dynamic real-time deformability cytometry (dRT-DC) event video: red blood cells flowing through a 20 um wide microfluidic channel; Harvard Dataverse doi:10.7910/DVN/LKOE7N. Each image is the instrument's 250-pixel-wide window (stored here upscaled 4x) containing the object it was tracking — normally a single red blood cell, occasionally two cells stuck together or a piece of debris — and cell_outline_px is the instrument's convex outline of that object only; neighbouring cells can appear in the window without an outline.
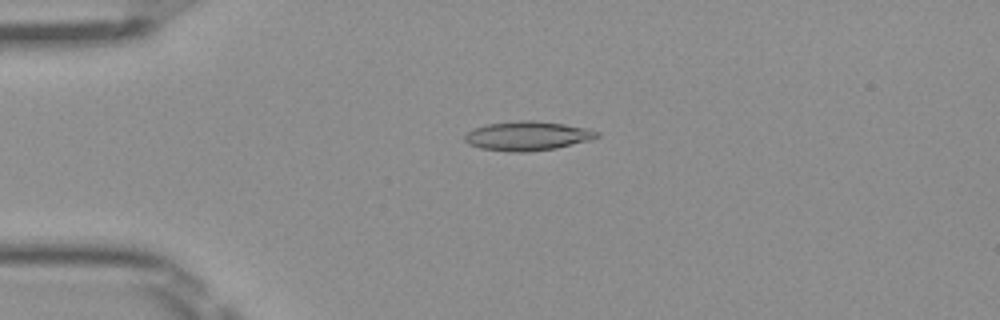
{"species": "Egyptian fruit bat (a non-hibernating species)", "species_latin": "Rousettus aegyptiacus", "temperature_condition": "room temperature", "stored_images_in_passage": 50, "camera_frame_rate_fps": 3000, "um_per_image_px": 0.085, "frame": {"image": 1, "passage_image": 12, "time_ms": 3.667, "image_size_px": [1000, 320], "cell_outline_px": [[600, 136], [592, 140], [556, 148], [528, 152], [512, 152], [480, 148], [468, 144], [464, 140], [464, 136], [468, 132], [476, 128], [488, 124], [516, 120], [536, 120], [564, 124], [584, 128], [600, 132]], "centroid_in_image_um": [44.85, 11.55], "position_along_channel_um": 40.1, "area_um2": 22.54}}
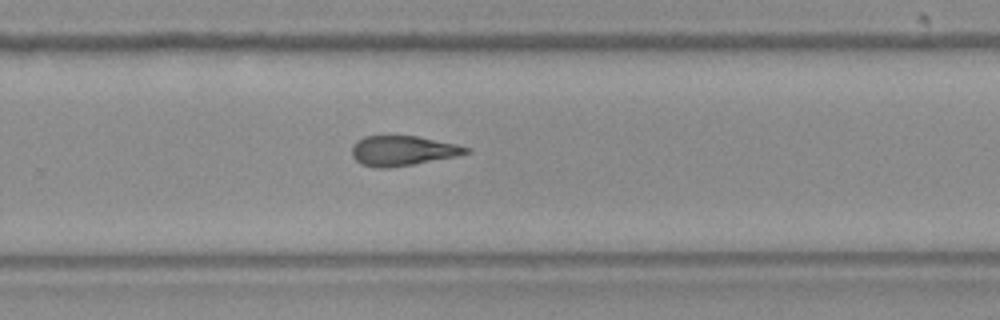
{"frame": {"image": 2, "passage_image": 33, "time_ms": 10.667, "image_size_px": [1000, 320], "cell_outline_px": [[472, 152], [456, 156], [412, 164], [388, 168], [376, 168], [360, 164], [352, 156], [352, 144], [356, 140], [364, 136], [388, 132], [416, 136], [456, 144], [472, 148]], "centroid_in_image_um": [34.17, 12.76], "position_along_channel_um": 295.6, "area_um2": 20.69}}
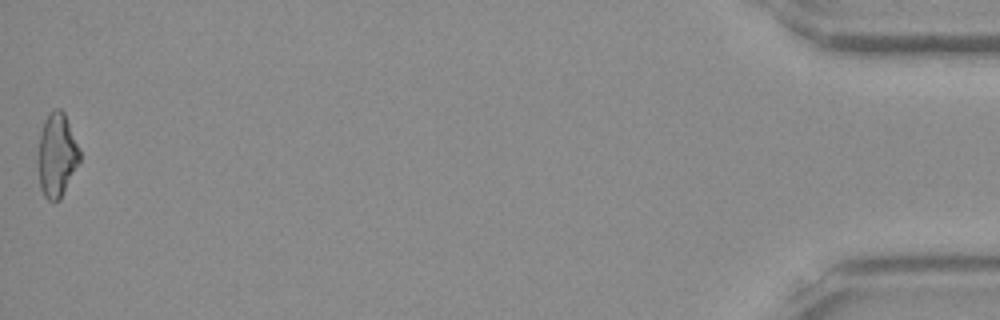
{"frame": {"image": 3, "passage_image": 50, "time_ms": 16.333, "image_size_px": [1000, 320], "cell_outline_px": [[80, 160], [60, 200], [48, 200], [44, 196], [40, 188], [36, 160], [40, 132], [44, 120], [48, 112], [56, 108], [60, 108], [64, 112], [80, 152]], "centroid_in_image_um": [4.78, 13.18], "position_along_channel_um": 430.4, "area_um2": 20.52}, "authors_computed_cell_mechanics": {"area_um2": 20.6346, "velocity_mm_per_s": 4.0552, "shape_relaxation_time_tau1_ms": 6.9971, "shape_relaxation_time_tau2_ms": 3.0885, "deformation_change_tau1": 0.2003, "deformation_change_tau2": 0.1341}}